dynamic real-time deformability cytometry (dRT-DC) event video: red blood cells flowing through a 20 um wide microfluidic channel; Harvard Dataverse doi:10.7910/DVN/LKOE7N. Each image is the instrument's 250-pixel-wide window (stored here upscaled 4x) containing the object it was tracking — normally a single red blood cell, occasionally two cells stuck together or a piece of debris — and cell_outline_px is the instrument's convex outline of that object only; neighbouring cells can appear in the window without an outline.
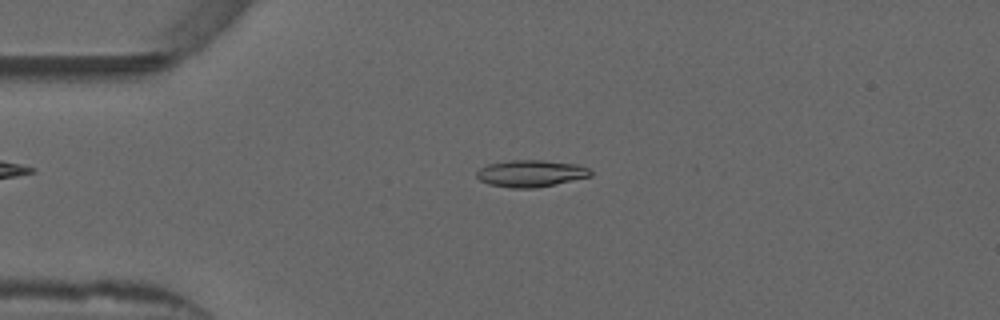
{"species": "common noctule bat (a hibernating species)", "species_latin": "Nyctalus noctula", "temperature_condition": "warm", "stored_images_in_passage": 52, "camera_frame_rate_fps": 3000, "um_per_image_px": 0.085, "animal": {"sex": "male", "forearm_length_mm": 52.5}, "frame": {"image": 1, "passage_image": 12, "time_ms": 3.667, "image_size_px": [1000, 320], "cell_outline_px": [[592, 176], [532, 188], [512, 188], [488, 184], [480, 180], [476, 176], [476, 172], [480, 168], [488, 164], [512, 160], [544, 160], [576, 164], [588, 168], [592, 172]], "centroid_in_image_um": [45.1, 14.73], "position_along_channel_um": 39.9, "area_um2": 17.63}}
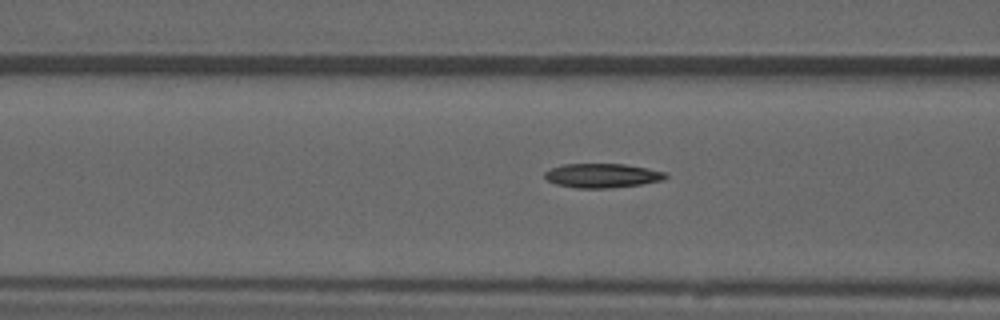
{"frame": {"image": 2, "passage_image": 20, "time_ms": 6.333, "image_size_px": [1000, 320], "cell_outline_px": [[668, 176], [664, 180], [640, 184], [608, 188], [576, 188], [556, 184], [548, 180], [544, 176], [544, 172], [552, 168], [564, 164], [624, 164], [648, 168], [664, 172]], "centroid_in_image_um": [51.19, 14.92], "position_along_channel_um": 115.4, "area_um2": 16.94}}
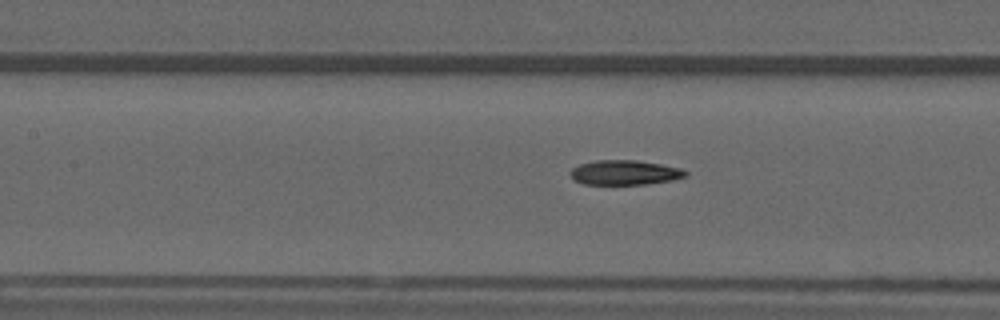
{"frame": {"image": 3, "passage_image": 23, "time_ms": 7.333, "image_size_px": [1000, 320], "cell_outline_px": [[688, 176], [672, 180], [648, 184], [584, 184], [572, 180], [568, 172], [572, 168], [580, 164], [596, 160], [636, 160], [660, 164], [680, 168], [688, 172]], "centroid_in_image_um": [53.07, 14.67], "position_along_channel_um": 154.3, "area_um2": 16.7}}